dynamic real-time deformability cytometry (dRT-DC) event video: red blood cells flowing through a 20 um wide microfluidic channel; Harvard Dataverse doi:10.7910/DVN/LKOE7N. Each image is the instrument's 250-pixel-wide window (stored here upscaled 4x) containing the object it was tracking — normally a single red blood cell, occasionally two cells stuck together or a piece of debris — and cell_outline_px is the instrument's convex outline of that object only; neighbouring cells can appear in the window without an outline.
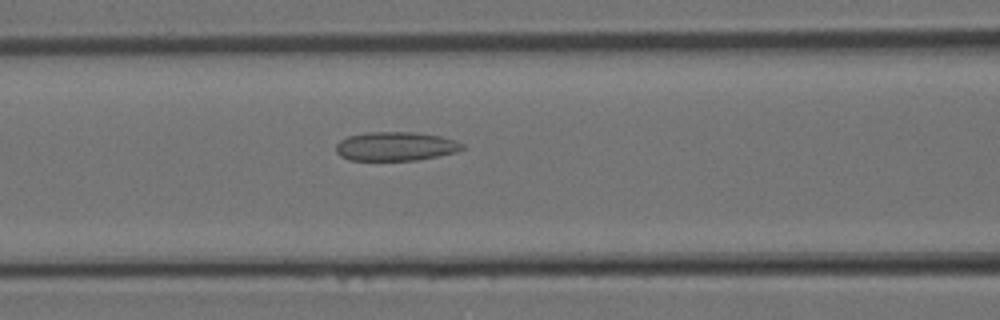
{"species": "Egyptian fruit bat (a non-hibernating species)", "species_latin": "Rousettus aegyptiacus", "temperature_condition": "room temperature", "stored_images_in_passage": 12, "camera_frame_rate_fps": 3000, "um_per_image_px": 0.085, "animal": {"sex": "female"}, "frame": {"image": 1, "passage_image": 6, "time_ms": 1.667, "image_size_px": [1000, 320], "cell_outline_px": [[464, 148], [456, 152], [416, 160], [348, 160], [340, 156], [336, 152], [336, 144], [340, 140], [348, 136], [364, 132], [412, 132], [440, 136], [456, 140], [464, 144]], "centroid_in_image_um": [33.6, 12.43], "position_along_channel_um": 133.0, "area_um2": 21.33}}
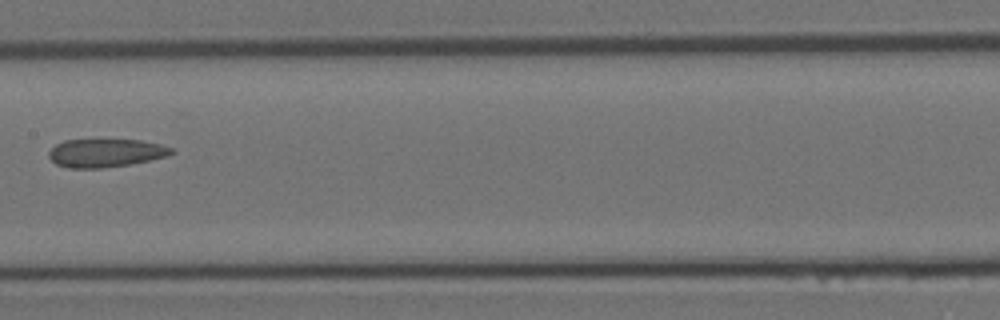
{"frame": {"image": 2, "passage_image": 9, "time_ms": 2.667, "image_size_px": [1000, 320], "cell_outline_px": [[176, 152], [168, 156], [132, 164], [104, 168], [68, 168], [56, 164], [48, 156], [48, 152], [56, 144], [64, 140], [140, 140], [160, 144], [172, 148]], "centroid_in_image_um": [8.99, 13.01], "position_along_channel_um": 198.4, "area_um2": 20.29}}
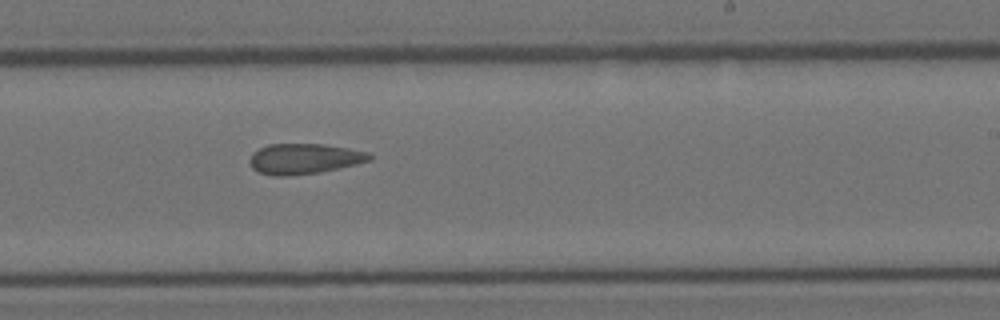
{"frame": {"image": 3, "passage_image": 12, "time_ms": 3.667, "image_size_px": [1000, 320], "cell_outline_px": [[372, 160], [340, 168], [320, 172], [288, 176], [276, 176], [256, 172], [252, 168], [248, 160], [252, 152], [268, 144], [324, 144], [348, 148], [368, 152], [372, 156]], "centroid_in_image_um": [25.83, 13.5], "position_along_channel_um": 263.2, "area_um2": 21.44}}